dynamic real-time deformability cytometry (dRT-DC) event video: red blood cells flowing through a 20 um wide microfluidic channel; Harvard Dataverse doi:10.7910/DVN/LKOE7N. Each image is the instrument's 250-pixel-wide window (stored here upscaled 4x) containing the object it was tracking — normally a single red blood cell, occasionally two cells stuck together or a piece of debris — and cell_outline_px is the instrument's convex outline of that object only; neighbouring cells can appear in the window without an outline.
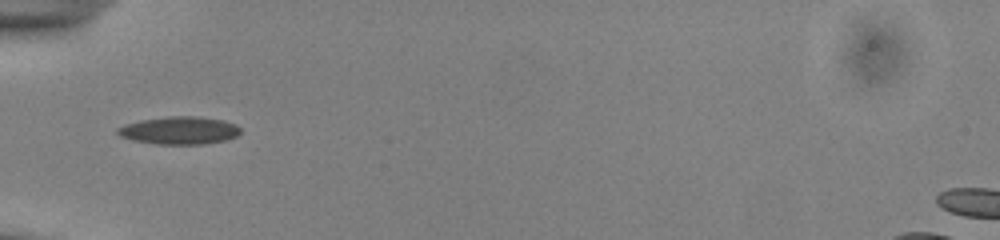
{"species": "common noctule bat (a hibernating species)", "species_latin": "Nyctalus noctula", "temperature_condition": "cold", "stored_images_in_passage": 31, "camera_frame_rate_fps": 3000, "um_per_image_px": 0.085, "animal": {"sex": "male", "body_mass_g": 13.0, "forearm_length_mm": 53.1}, "frame": {"image": 1, "passage_image": 1, "time_ms": 0.0, "image_size_px": [1000, 240], "cell_outline_px": [[240, 132], [236, 136], [224, 140], [204, 144], [156, 144], [132, 140], [120, 136], [116, 132], [116, 128], [124, 124], [140, 120], [168, 116], [196, 116], [224, 120], [236, 124], [240, 128]], "centroid_in_image_um": [15.22, 11.08], "position_along_channel_um": 69.8, "area_um2": 19.94}}
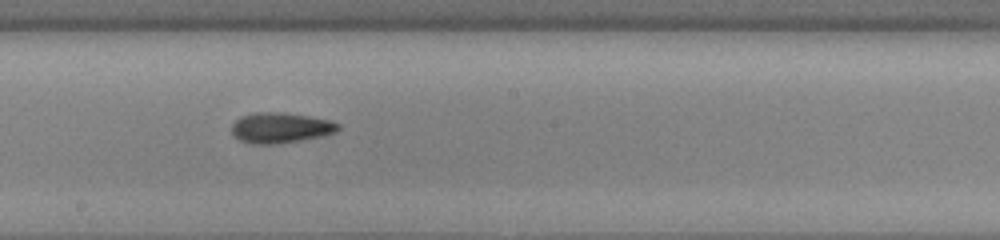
{"frame": {"image": 2, "passage_image": 13, "time_ms": 4.0, "image_size_px": [1000, 240], "cell_outline_px": [[340, 128], [336, 132], [300, 140], [272, 144], [252, 144], [240, 140], [232, 136], [232, 124], [240, 116], [252, 112], [280, 112], [312, 116], [328, 120], [340, 124]], "centroid_in_image_um": [23.8, 10.85], "position_along_channel_um": 224.4, "area_um2": 18.9}}
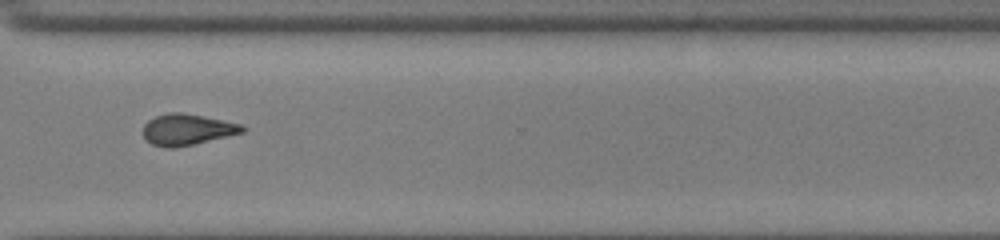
{"frame": {"image": 3, "passage_image": 23, "time_ms": 7.333, "image_size_px": [1000, 240], "cell_outline_px": [[248, 128], [244, 132], [192, 144], [172, 148], [168, 148], [152, 144], [144, 136], [144, 124], [148, 120], [156, 116], [168, 112], [180, 112], [240, 124]], "centroid_in_image_um": [15.89, 11.01], "position_along_channel_um": 354.7, "area_um2": 17.57}, "authors_computed_cell_mechanics": {"area_um2": 17.8602, "velocity_mm_per_s": 3.9109, "shape_relaxation_time_tau1_ms": 6.9038, "shape_relaxation_time_tau2_ms": 5.3767, "deformation_change_tau1": 0.1812, "deformation_change_tau2": 0.1531}}